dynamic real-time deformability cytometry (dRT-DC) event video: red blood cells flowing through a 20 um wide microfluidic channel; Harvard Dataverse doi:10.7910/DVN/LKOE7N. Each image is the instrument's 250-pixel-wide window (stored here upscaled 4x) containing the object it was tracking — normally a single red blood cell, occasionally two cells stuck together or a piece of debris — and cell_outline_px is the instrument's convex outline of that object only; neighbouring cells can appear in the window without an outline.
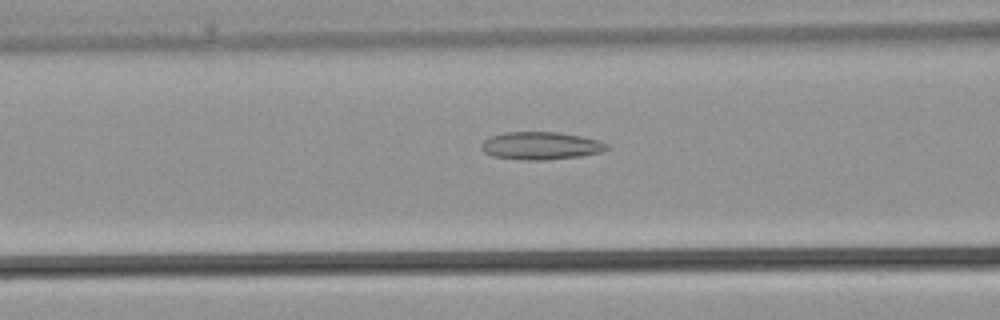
{"species": "common noctule bat (a hibernating species)", "species_latin": "Nyctalus noctula", "temperature_condition": "warm", "stored_images_in_passage": 36, "camera_frame_rate_fps": 3000, "um_per_image_px": 0.085, "animal": {"sex": "male", "body_mass_g": 21.5, "forearm_length_mm": 52.0}, "frame": {"image": 1, "passage_image": 14, "time_ms": 4.333, "image_size_px": [1000, 320], "cell_outline_px": [[608, 148], [600, 152], [580, 156], [544, 160], [528, 160], [492, 156], [484, 152], [480, 148], [480, 144], [488, 136], [504, 132], [556, 132], [584, 136], [608, 144]], "centroid_in_image_um": [45.92, 12.38], "position_along_channel_um": 120.7, "area_um2": 20.29}}
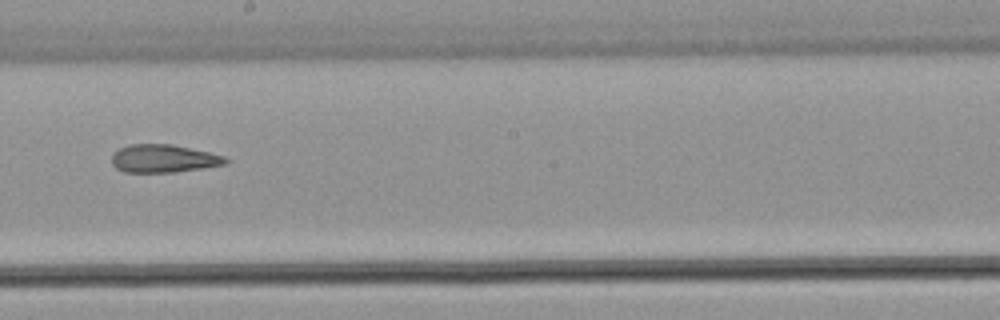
{"frame": {"image": 2, "passage_image": 20, "time_ms": 6.333, "image_size_px": [1000, 320], "cell_outline_px": [[232, 160], [224, 164], [200, 168], [172, 172], [124, 172], [116, 168], [112, 164], [112, 152], [128, 144], [172, 144], [208, 152], [224, 156]], "centroid_in_image_um": [13.87, 13.47], "position_along_channel_um": 234.3, "area_um2": 18.5}}
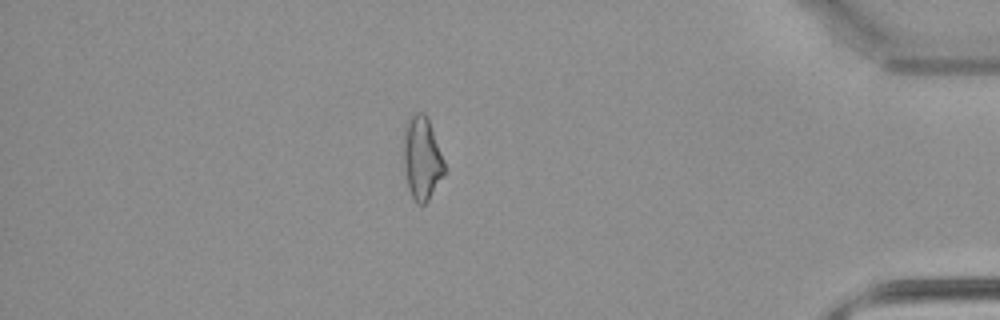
{"frame": {"image": 3, "passage_image": 31, "time_ms": 10.0, "image_size_px": [1000, 320], "cell_outline_px": [[448, 172], [428, 200], [424, 204], [416, 204], [408, 188], [404, 168], [404, 124], [412, 112], [424, 112], [428, 116], [444, 160]], "centroid_in_image_um": [35.89, 13.43], "position_along_channel_um": 399.3, "area_um2": 20.4}}